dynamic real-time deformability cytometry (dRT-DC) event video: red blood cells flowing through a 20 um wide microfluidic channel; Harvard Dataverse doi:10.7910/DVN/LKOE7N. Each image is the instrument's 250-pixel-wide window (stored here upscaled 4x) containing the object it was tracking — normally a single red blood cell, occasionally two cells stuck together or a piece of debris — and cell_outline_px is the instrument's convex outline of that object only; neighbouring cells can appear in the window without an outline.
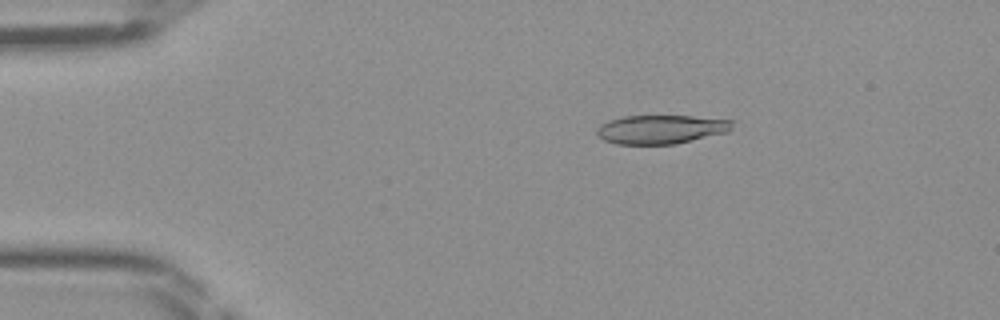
{"species": "Egyptian fruit bat (a non-hibernating species)", "species_latin": "Rousettus aegyptiacus", "temperature_condition": "room temperature", "stored_images_in_passage": 46, "camera_frame_rate_fps": 3000, "um_per_image_px": 0.085, "frame": {"image": 1, "passage_image": 8, "time_ms": 2.333, "image_size_px": [1000, 320], "cell_outline_px": [[732, 128], [728, 132], [676, 144], [616, 144], [604, 140], [596, 132], [596, 128], [600, 124], [608, 120], [624, 116], [692, 116], [732, 120]], "centroid_in_image_um": [56.17, 10.99], "position_along_channel_um": 28.8, "area_um2": 22.77}}
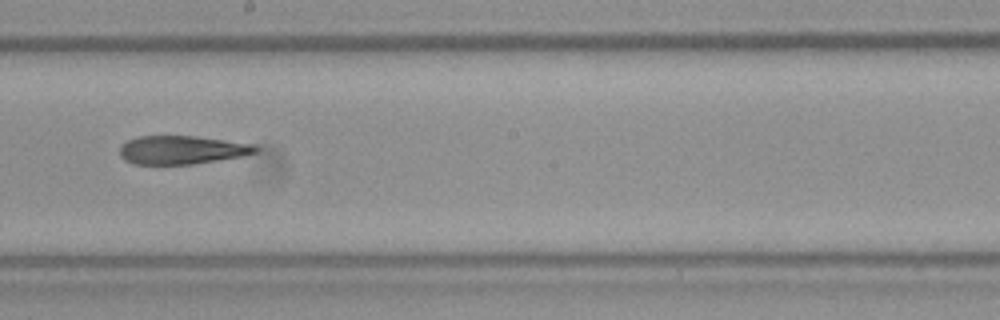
{"frame": {"image": 2, "passage_image": 26, "time_ms": 8.333, "image_size_px": [1000, 320], "cell_outline_px": [[260, 148], [256, 152], [240, 156], [192, 164], [132, 164], [124, 160], [120, 156], [120, 144], [128, 140], [140, 136], [196, 136], [256, 144]], "centroid_in_image_um": [15.44, 12.73], "position_along_channel_um": 232.8, "area_um2": 22.54}}
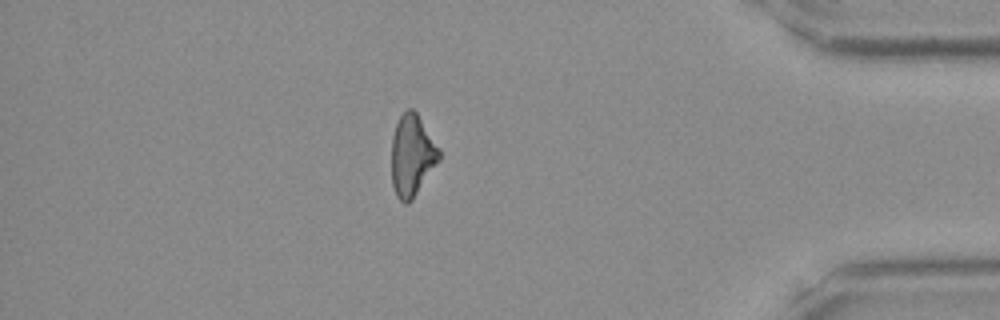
{"frame": {"image": 3, "passage_image": 40, "time_ms": 13.0, "image_size_px": [1000, 320], "cell_outline_px": [[440, 160], [412, 200], [408, 204], [404, 204], [396, 196], [392, 184], [392, 136], [396, 124], [400, 116], [408, 108], [412, 108], [416, 112], [440, 148]], "centroid_in_image_um": [35.03, 13.23], "position_along_channel_um": 400.2, "area_um2": 22.66}}